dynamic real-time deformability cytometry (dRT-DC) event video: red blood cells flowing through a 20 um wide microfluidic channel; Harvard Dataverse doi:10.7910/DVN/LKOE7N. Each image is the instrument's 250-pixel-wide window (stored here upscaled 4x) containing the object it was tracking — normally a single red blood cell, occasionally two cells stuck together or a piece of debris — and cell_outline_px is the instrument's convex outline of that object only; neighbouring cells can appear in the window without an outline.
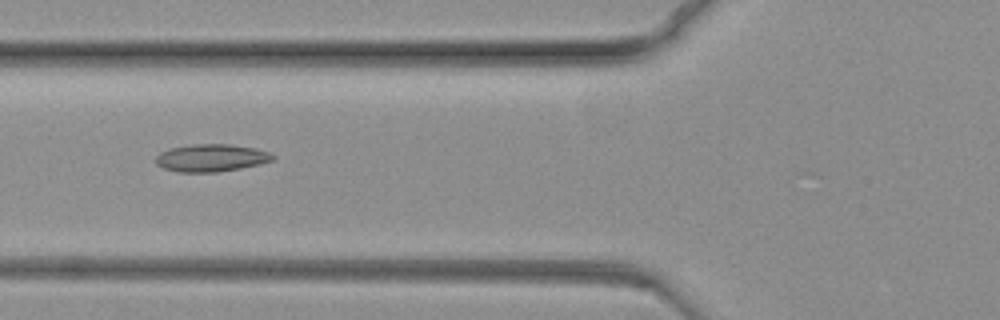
{"species": "common noctule bat (a hibernating species)", "species_latin": "Nyctalus noctula", "temperature_condition": "warm", "stored_images_in_passage": 63, "camera_frame_rate_fps": 3000, "um_per_image_px": 0.085, "animal": {"sex": "female", "body_mass_g": 19.3, "forearm_length_mm": 54.1}, "frame": {"image": 1, "passage_image": 14, "time_ms": 4.333, "image_size_px": [1000, 320], "cell_outline_px": [[276, 156], [272, 160], [260, 164], [240, 168], [216, 172], [180, 172], [164, 168], [156, 164], [156, 156], [160, 152], [168, 148], [192, 144], [228, 144], [256, 148], [268, 152]], "centroid_in_image_um": [17.94, 13.41], "position_along_channel_um": 107.9, "area_um2": 18.73}}
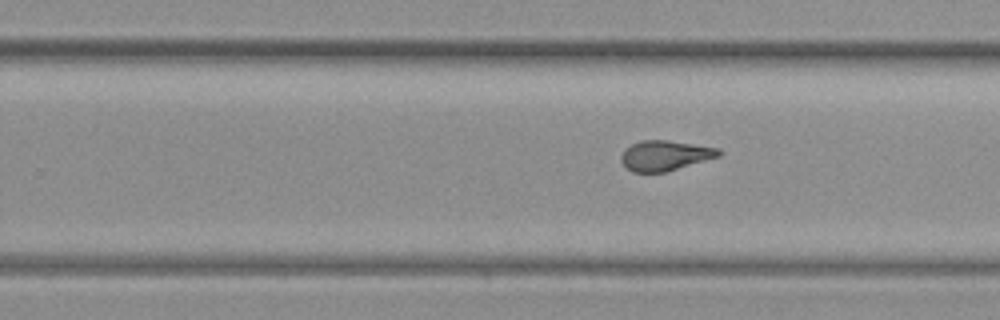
{"frame": {"image": 2, "passage_image": 33, "time_ms": 10.667, "image_size_px": [1000, 320], "cell_outline_px": [[720, 156], [668, 172], [632, 172], [620, 160], [620, 156], [632, 144], [640, 140], [668, 140], [720, 148]], "centroid_in_image_um": [56.55, 13.22], "position_along_channel_um": 273.2, "area_um2": 17.11}}
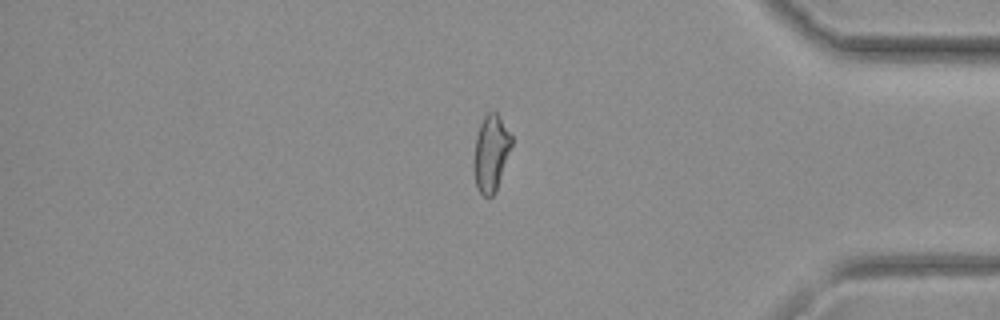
{"frame": {"image": 3, "passage_image": 50, "time_ms": 16.333, "image_size_px": [1000, 320], "cell_outline_px": [[512, 144], [496, 192], [492, 196], [484, 196], [476, 188], [472, 168], [472, 164], [476, 136], [480, 124], [484, 116], [488, 112], [496, 112], [500, 116], [512, 136]], "centroid_in_image_um": [41.71, 13.03], "position_along_channel_um": 393.5, "area_um2": 17.05}}